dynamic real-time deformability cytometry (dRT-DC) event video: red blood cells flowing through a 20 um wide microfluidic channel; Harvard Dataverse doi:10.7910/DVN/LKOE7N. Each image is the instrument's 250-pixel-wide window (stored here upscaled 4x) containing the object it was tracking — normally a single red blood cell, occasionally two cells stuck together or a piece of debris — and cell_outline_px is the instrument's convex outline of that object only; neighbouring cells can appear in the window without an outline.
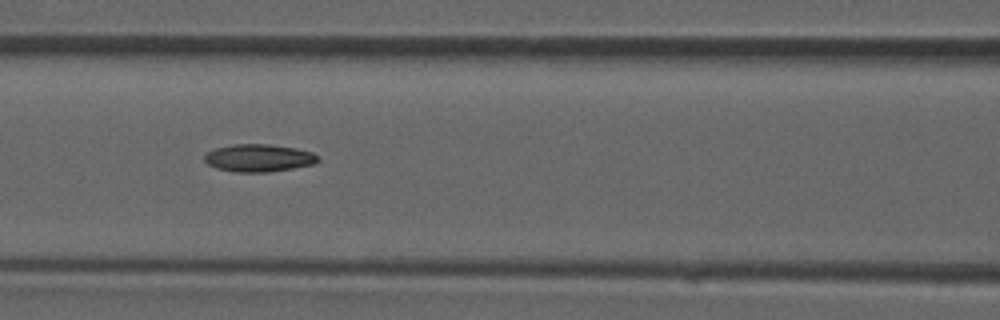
{"species": "common noctule bat (a hibernating species)", "species_latin": "Nyctalus noctula", "temperature_condition": "room temperature", "stored_images_in_passage": 41, "camera_frame_rate_fps": 3000, "um_per_image_px": 0.085, "animal": {"sex": "male", "forearm_length_mm": 52.5}, "frame": {"image": 1, "passage_image": 18, "time_ms": 5.667, "image_size_px": [1000, 320], "cell_outline_px": [[320, 160], [316, 164], [268, 172], [236, 172], [216, 168], [208, 164], [204, 160], [204, 156], [208, 152], [216, 148], [232, 144], [268, 144], [296, 148], [312, 152], [320, 156]], "centroid_in_image_um": [22.03, 13.42], "position_along_channel_um": 144.6, "area_um2": 18.32}}